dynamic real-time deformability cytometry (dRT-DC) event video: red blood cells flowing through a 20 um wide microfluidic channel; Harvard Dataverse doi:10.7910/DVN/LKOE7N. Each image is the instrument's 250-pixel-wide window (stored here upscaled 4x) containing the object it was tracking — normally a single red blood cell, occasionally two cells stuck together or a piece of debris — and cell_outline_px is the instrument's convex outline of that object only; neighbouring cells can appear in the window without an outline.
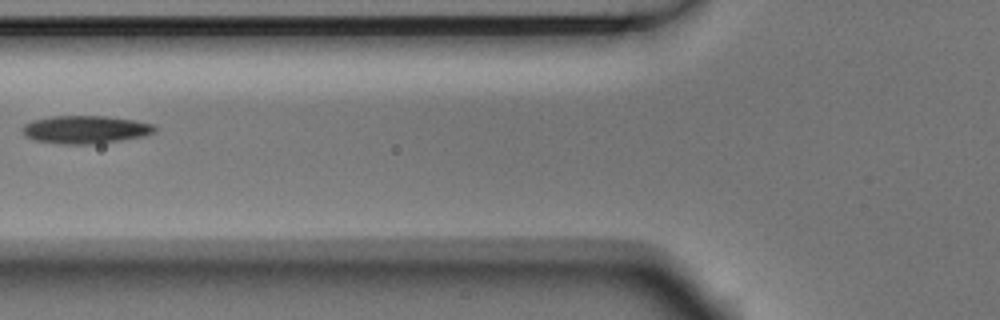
{"species": "Egyptian fruit bat (a non-hibernating species)", "species_latin": "Rousettus aegyptiacus", "temperature_condition": "room temperature", "stored_images_in_passage": 5, "camera_frame_rate_fps": 3000, "um_per_image_px": 0.085, "animal": {"sex": "male"}, "frame": {"image": 1, "passage_image": 4, "time_ms": 1.0, "image_size_px": [1000, 320], "cell_outline_px": [[156, 132], [144, 136], [120, 140], [92, 144], [60, 144], [36, 140], [24, 136], [24, 124], [32, 120], [52, 116], [104, 116], [132, 120], [152, 124], [156, 128]], "centroid_in_image_um": [7.25, 11.01], "position_along_channel_um": 118.5, "area_um2": 21.33}}
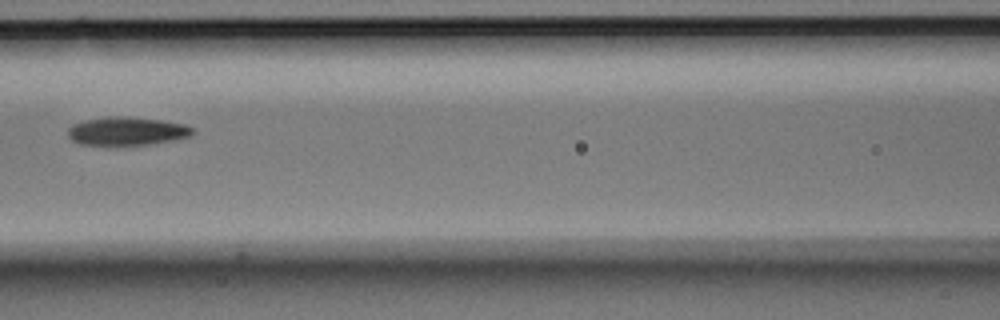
{"frame": {"image": 2, "passage_image": 5, "time_ms": 1.333, "image_size_px": [1000, 320], "cell_outline_px": [[196, 132], [188, 136], [176, 140], [152, 144], [80, 144], [72, 140], [68, 136], [68, 128], [72, 124], [84, 120], [108, 116], [128, 116], [164, 120], [184, 124], [196, 128]], "centroid_in_image_um": [10.83, 11.12], "position_along_channel_um": 155.8, "area_um2": 20.75}}